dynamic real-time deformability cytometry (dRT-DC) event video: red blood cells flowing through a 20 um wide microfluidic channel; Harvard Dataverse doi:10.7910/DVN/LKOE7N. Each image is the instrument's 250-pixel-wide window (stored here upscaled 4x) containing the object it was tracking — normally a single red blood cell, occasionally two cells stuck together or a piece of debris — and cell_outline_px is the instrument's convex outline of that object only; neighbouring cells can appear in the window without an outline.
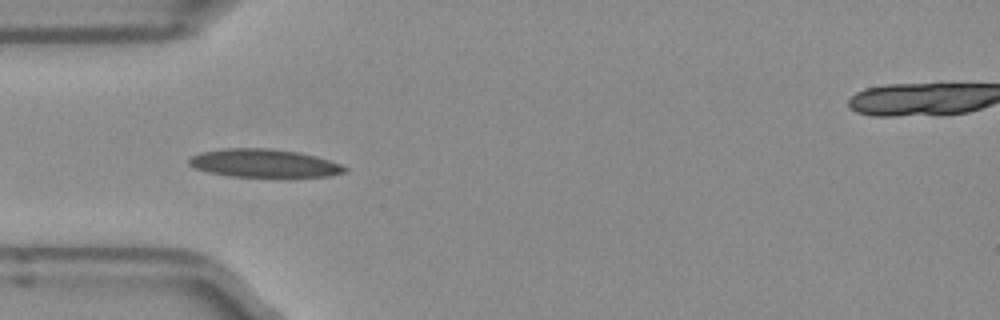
{"species": "Egyptian fruit bat (a non-hibernating species)", "species_latin": "Rousettus aegyptiacus", "temperature_condition": "room temperature", "stored_images_in_passage": 19, "camera_frame_rate_fps": 3000, "um_per_image_px": 0.085, "frame": {"image": 1, "passage_image": 6, "time_ms": 1.667, "image_size_px": [1000, 320], "cell_outline_px": [[348, 168], [344, 172], [328, 176], [232, 176], [208, 172], [196, 168], [188, 164], [188, 160], [192, 156], [200, 152], [224, 148], [272, 148], [296, 152], [316, 156], [340, 164]], "centroid_in_image_um": [22.4, 13.86], "position_along_channel_um": 62.6, "area_um2": 25.2}}
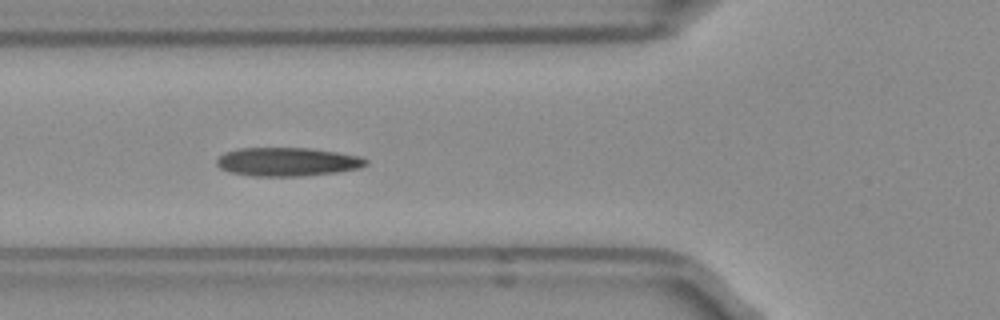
{"frame": {"image": 2, "passage_image": 9, "time_ms": 2.667, "image_size_px": [1000, 320], "cell_outline_px": [[368, 164], [360, 168], [336, 172], [300, 176], [252, 176], [232, 172], [220, 168], [216, 164], [216, 160], [224, 152], [240, 148], [308, 148], [336, 152], [360, 156], [368, 160]], "centroid_in_image_um": [24.43, 13.75], "position_along_channel_um": 101.4, "area_um2": 24.8}}